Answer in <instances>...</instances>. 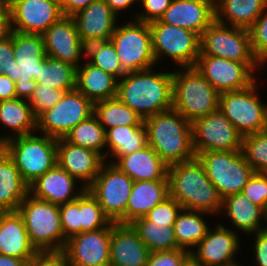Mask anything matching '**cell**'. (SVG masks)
<instances>
[{
  "instance_id": "cell-1",
  "label": "cell",
  "mask_w": 267,
  "mask_h": 266,
  "mask_svg": "<svg viewBox=\"0 0 267 266\" xmlns=\"http://www.w3.org/2000/svg\"><path fill=\"white\" fill-rule=\"evenodd\" d=\"M162 68L127 72L118 80L116 97L143 120L172 109L173 70Z\"/></svg>"
},
{
  "instance_id": "cell-2",
  "label": "cell",
  "mask_w": 267,
  "mask_h": 266,
  "mask_svg": "<svg viewBox=\"0 0 267 266\" xmlns=\"http://www.w3.org/2000/svg\"><path fill=\"white\" fill-rule=\"evenodd\" d=\"M169 196L183 209L219 216L223 199L197 157L168 166Z\"/></svg>"
},
{
  "instance_id": "cell-3",
  "label": "cell",
  "mask_w": 267,
  "mask_h": 266,
  "mask_svg": "<svg viewBox=\"0 0 267 266\" xmlns=\"http://www.w3.org/2000/svg\"><path fill=\"white\" fill-rule=\"evenodd\" d=\"M148 145L169 166L196 157L192 143L191 122L170 109L143 120Z\"/></svg>"
},
{
  "instance_id": "cell-4",
  "label": "cell",
  "mask_w": 267,
  "mask_h": 266,
  "mask_svg": "<svg viewBox=\"0 0 267 266\" xmlns=\"http://www.w3.org/2000/svg\"><path fill=\"white\" fill-rule=\"evenodd\" d=\"M173 71L172 109L192 122L218 109L219 92L196 67Z\"/></svg>"
},
{
  "instance_id": "cell-5",
  "label": "cell",
  "mask_w": 267,
  "mask_h": 266,
  "mask_svg": "<svg viewBox=\"0 0 267 266\" xmlns=\"http://www.w3.org/2000/svg\"><path fill=\"white\" fill-rule=\"evenodd\" d=\"M2 149L29 186L57 164V138L32 133L5 141Z\"/></svg>"
},
{
  "instance_id": "cell-6",
  "label": "cell",
  "mask_w": 267,
  "mask_h": 266,
  "mask_svg": "<svg viewBox=\"0 0 267 266\" xmlns=\"http://www.w3.org/2000/svg\"><path fill=\"white\" fill-rule=\"evenodd\" d=\"M28 239L37 252L63 251L66 239L61 227L59 205L28 194L20 203Z\"/></svg>"
},
{
  "instance_id": "cell-7",
  "label": "cell",
  "mask_w": 267,
  "mask_h": 266,
  "mask_svg": "<svg viewBox=\"0 0 267 266\" xmlns=\"http://www.w3.org/2000/svg\"><path fill=\"white\" fill-rule=\"evenodd\" d=\"M117 24L110 40L123 70L142 71L157 66L152 49L149 23L131 19Z\"/></svg>"
},
{
  "instance_id": "cell-8",
  "label": "cell",
  "mask_w": 267,
  "mask_h": 266,
  "mask_svg": "<svg viewBox=\"0 0 267 266\" xmlns=\"http://www.w3.org/2000/svg\"><path fill=\"white\" fill-rule=\"evenodd\" d=\"M152 35V49L156 64L162 59H171L173 66L195 67L200 55V36L195 32L162 23L156 20L149 23ZM167 56V57H166ZM169 59V60H168ZM161 62V63H160Z\"/></svg>"
},
{
  "instance_id": "cell-9",
  "label": "cell",
  "mask_w": 267,
  "mask_h": 266,
  "mask_svg": "<svg viewBox=\"0 0 267 266\" xmlns=\"http://www.w3.org/2000/svg\"><path fill=\"white\" fill-rule=\"evenodd\" d=\"M258 86L256 80L245 89L219 94V110L242 137L265 130L267 102L260 97Z\"/></svg>"
},
{
  "instance_id": "cell-10",
  "label": "cell",
  "mask_w": 267,
  "mask_h": 266,
  "mask_svg": "<svg viewBox=\"0 0 267 266\" xmlns=\"http://www.w3.org/2000/svg\"><path fill=\"white\" fill-rule=\"evenodd\" d=\"M222 199L242 191L254 174L242 150L209 151L196 156Z\"/></svg>"
},
{
  "instance_id": "cell-11",
  "label": "cell",
  "mask_w": 267,
  "mask_h": 266,
  "mask_svg": "<svg viewBox=\"0 0 267 266\" xmlns=\"http://www.w3.org/2000/svg\"><path fill=\"white\" fill-rule=\"evenodd\" d=\"M132 184L133 180L126 173L105 161L87 190L98 200L112 222L126 224V207Z\"/></svg>"
},
{
  "instance_id": "cell-12",
  "label": "cell",
  "mask_w": 267,
  "mask_h": 266,
  "mask_svg": "<svg viewBox=\"0 0 267 266\" xmlns=\"http://www.w3.org/2000/svg\"><path fill=\"white\" fill-rule=\"evenodd\" d=\"M94 114V103L77 89L65 92L51 109L36 118V132L54 138L65 135Z\"/></svg>"
},
{
  "instance_id": "cell-13",
  "label": "cell",
  "mask_w": 267,
  "mask_h": 266,
  "mask_svg": "<svg viewBox=\"0 0 267 266\" xmlns=\"http://www.w3.org/2000/svg\"><path fill=\"white\" fill-rule=\"evenodd\" d=\"M195 67L219 93L245 89L261 79L257 77L260 69L265 70L258 62H236L211 55H199Z\"/></svg>"
},
{
  "instance_id": "cell-14",
  "label": "cell",
  "mask_w": 267,
  "mask_h": 266,
  "mask_svg": "<svg viewBox=\"0 0 267 266\" xmlns=\"http://www.w3.org/2000/svg\"><path fill=\"white\" fill-rule=\"evenodd\" d=\"M200 55L236 62H258L252 52L249 30L216 20L200 36Z\"/></svg>"
},
{
  "instance_id": "cell-15",
  "label": "cell",
  "mask_w": 267,
  "mask_h": 266,
  "mask_svg": "<svg viewBox=\"0 0 267 266\" xmlns=\"http://www.w3.org/2000/svg\"><path fill=\"white\" fill-rule=\"evenodd\" d=\"M195 155L209 151L242 150V136L219 110L191 122Z\"/></svg>"
},
{
  "instance_id": "cell-16",
  "label": "cell",
  "mask_w": 267,
  "mask_h": 266,
  "mask_svg": "<svg viewBox=\"0 0 267 266\" xmlns=\"http://www.w3.org/2000/svg\"><path fill=\"white\" fill-rule=\"evenodd\" d=\"M212 225L213 228L211 226L208 229L204 239L191 251V255L203 266H233L241 262L236 257L243 248L239 233L223 222Z\"/></svg>"
},
{
  "instance_id": "cell-17",
  "label": "cell",
  "mask_w": 267,
  "mask_h": 266,
  "mask_svg": "<svg viewBox=\"0 0 267 266\" xmlns=\"http://www.w3.org/2000/svg\"><path fill=\"white\" fill-rule=\"evenodd\" d=\"M14 49L13 81L22 94L31 88L39 76L40 61L46 56L41 34L11 30Z\"/></svg>"
},
{
  "instance_id": "cell-18",
  "label": "cell",
  "mask_w": 267,
  "mask_h": 266,
  "mask_svg": "<svg viewBox=\"0 0 267 266\" xmlns=\"http://www.w3.org/2000/svg\"><path fill=\"white\" fill-rule=\"evenodd\" d=\"M111 222L96 231L82 232L66 241L69 266H110Z\"/></svg>"
},
{
  "instance_id": "cell-19",
  "label": "cell",
  "mask_w": 267,
  "mask_h": 266,
  "mask_svg": "<svg viewBox=\"0 0 267 266\" xmlns=\"http://www.w3.org/2000/svg\"><path fill=\"white\" fill-rule=\"evenodd\" d=\"M45 53L48 57L79 67L86 58V45L81 41L75 21L63 16L43 34Z\"/></svg>"
},
{
  "instance_id": "cell-20",
  "label": "cell",
  "mask_w": 267,
  "mask_h": 266,
  "mask_svg": "<svg viewBox=\"0 0 267 266\" xmlns=\"http://www.w3.org/2000/svg\"><path fill=\"white\" fill-rule=\"evenodd\" d=\"M63 16L61 5L52 0H12L11 30L42 35Z\"/></svg>"
},
{
  "instance_id": "cell-21",
  "label": "cell",
  "mask_w": 267,
  "mask_h": 266,
  "mask_svg": "<svg viewBox=\"0 0 267 266\" xmlns=\"http://www.w3.org/2000/svg\"><path fill=\"white\" fill-rule=\"evenodd\" d=\"M56 164L29 185V194L36 199L62 205L76 200L87 188Z\"/></svg>"
},
{
  "instance_id": "cell-22",
  "label": "cell",
  "mask_w": 267,
  "mask_h": 266,
  "mask_svg": "<svg viewBox=\"0 0 267 266\" xmlns=\"http://www.w3.org/2000/svg\"><path fill=\"white\" fill-rule=\"evenodd\" d=\"M104 162L94 150L57 139V164L86 188L94 182Z\"/></svg>"
},
{
  "instance_id": "cell-23",
  "label": "cell",
  "mask_w": 267,
  "mask_h": 266,
  "mask_svg": "<svg viewBox=\"0 0 267 266\" xmlns=\"http://www.w3.org/2000/svg\"><path fill=\"white\" fill-rule=\"evenodd\" d=\"M81 41L87 46L94 42L110 40L120 21L104 0L89 4L72 16Z\"/></svg>"
},
{
  "instance_id": "cell-24",
  "label": "cell",
  "mask_w": 267,
  "mask_h": 266,
  "mask_svg": "<svg viewBox=\"0 0 267 266\" xmlns=\"http://www.w3.org/2000/svg\"><path fill=\"white\" fill-rule=\"evenodd\" d=\"M162 23L191 30L201 36L215 21L214 0H172Z\"/></svg>"
},
{
  "instance_id": "cell-25",
  "label": "cell",
  "mask_w": 267,
  "mask_h": 266,
  "mask_svg": "<svg viewBox=\"0 0 267 266\" xmlns=\"http://www.w3.org/2000/svg\"><path fill=\"white\" fill-rule=\"evenodd\" d=\"M149 254L131 224L111 221L110 266H145Z\"/></svg>"
},
{
  "instance_id": "cell-26",
  "label": "cell",
  "mask_w": 267,
  "mask_h": 266,
  "mask_svg": "<svg viewBox=\"0 0 267 266\" xmlns=\"http://www.w3.org/2000/svg\"><path fill=\"white\" fill-rule=\"evenodd\" d=\"M220 215L227 217L234 232L238 231L240 235L243 233L246 237L265 229V211L242 192L223 199Z\"/></svg>"
},
{
  "instance_id": "cell-27",
  "label": "cell",
  "mask_w": 267,
  "mask_h": 266,
  "mask_svg": "<svg viewBox=\"0 0 267 266\" xmlns=\"http://www.w3.org/2000/svg\"><path fill=\"white\" fill-rule=\"evenodd\" d=\"M36 253L28 239L22 215L18 211H1L0 254L24 259L28 263Z\"/></svg>"
},
{
  "instance_id": "cell-28",
  "label": "cell",
  "mask_w": 267,
  "mask_h": 266,
  "mask_svg": "<svg viewBox=\"0 0 267 266\" xmlns=\"http://www.w3.org/2000/svg\"><path fill=\"white\" fill-rule=\"evenodd\" d=\"M0 126L3 128L0 131V141L2 143L17 136L36 132V117L25 94L0 101Z\"/></svg>"
},
{
  "instance_id": "cell-29",
  "label": "cell",
  "mask_w": 267,
  "mask_h": 266,
  "mask_svg": "<svg viewBox=\"0 0 267 266\" xmlns=\"http://www.w3.org/2000/svg\"><path fill=\"white\" fill-rule=\"evenodd\" d=\"M114 165L133 181L168 180V165L149 145L120 157Z\"/></svg>"
},
{
  "instance_id": "cell-30",
  "label": "cell",
  "mask_w": 267,
  "mask_h": 266,
  "mask_svg": "<svg viewBox=\"0 0 267 266\" xmlns=\"http://www.w3.org/2000/svg\"><path fill=\"white\" fill-rule=\"evenodd\" d=\"M168 197V180L133 181L126 207V224H131L137 218L144 217Z\"/></svg>"
},
{
  "instance_id": "cell-31",
  "label": "cell",
  "mask_w": 267,
  "mask_h": 266,
  "mask_svg": "<svg viewBox=\"0 0 267 266\" xmlns=\"http://www.w3.org/2000/svg\"><path fill=\"white\" fill-rule=\"evenodd\" d=\"M118 79L87 59L77 67L76 89L93 103L117 96Z\"/></svg>"
},
{
  "instance_id": "cell-32",
  "label": "cell",
  "mask_w": 267,
  "mask_h": 266,
  "mask_svg": "<svg viewBox=\"0 0 267 266\" xmlns=\"http://www.w3.org/2000/svg\"><path fill=\"white\" fill-rule=\"evenodd\" d=\"M266 6L267 0H217L215 20L225 25L249 30Z\"/></svg>"
},
{
  "instance_id": "cell-33",
  "label": "cell",
  "mask_w": 267,
  "mask_h": 266,
  "mask_svg": "<svg viewBox=\"0 0 267 266\" xmlns=\"http://www.w3.org/2000/svg\"><path fill=\"white\" fill-rule=\"evenodd\" d=\"M29 194V186L20 171L2 149L0 151V210L18 211L20 203Z\"/></svg>"
},
{
  "instance_id": "cell-34",
  "label": "cell",
  "mask_w": 267,
  "mask_h": 266,
  "mask_svg": "<svg viewBox=\"0 0 267 266\" xmlns=\"http://www.w3.org/2000/svg\"><path fill=\"white\" fill-rule=\"evenodd\" d=\"M147 145V130L144 124L110 128L106 131L105 161L114 164L120 157L143 149Z\"/></svg>"
},
{
  "instance_id": "cell-35",
  "label": "cell",
  "mask_w": 267,
  "mask_h": 266,
  "mask_svg": "<svg viewBox=\"0 0 267 266\" xmlns=\"http://www.w3.org/2000/svg\"><path fill=\"white\" fill-rule=\"evenodd\" d=\"M209 215L211 214L203 211L181 209L173 226L179 248L191 252L204 239L212 226L208 223Z\"/></svg>"
},
{
  "instance_id": "cell-36",
  "label": "cell",
  "mask_w": 267,
  "mask_h": 266,
  "mask_svg": "<svg viewBox=\"0 0 267 266\" xmlns=\"http://www.w3.org/2000/svg\"><path fill=\"white\" fill-rule=\"evenodd\" d=\"M77 67L47 55L40 61L39 76L35 83L69 92L76 89Z\"/></svg>"
},
{
  "instance_id": "cell-37",
  "label": "cell",
  "mask_w": 267,
  "mask_h": 266,
  "mask_svg": "<svg viewBox=\"0 0 267 266\" xmlns=\"http://www.w3.org/2000/svg\"><path fill=\"white\" fill-rule=\"evenodd\" d=\"M94 115L105 131L120 125L143 124V119L117 97L95 102Z\"/></svg>"
},
{
  "instance_id": "cell-38",
  "label": "cell",
  "mask_w": 267,
  "mask_h": 266,
  "mask_svg": "<svg viewBox=\"0 0 267 266\" xmlns=\"http://www.w3.org/2000/svg\"><path fill=\"white\" fill-rule=\"evenodd\" d=\"M67 142L99 153L106 160V131L93 114L64 137Z\"/></svg>"
},
{
  "instance_id": "cell-39",
  "label": "cell",
  "mask_w": 267,
  "mask_h": 266,
  "mask_svg": "<svg viewBox=\"0 0 267 266\" xmlns=\"http://www.w3.org/2000/svg\"><path fill=\"white\" fill-rule=\"evenodd\" d=\"M131 225L150 252L178 249L173 227L154 224L145 216L137 218Z\"/></svg>"
},
{
  "instance_id": "cell-40",
  "label": "cell",
  "mask_w": 267,
  "mask_h": 266,
  "mask_svg": "<svg viewBox=\"0 0 267 266\" xmlns=\"http://www.w3.org/2000/svg\"><path fill=\"white\" fill-rule=\"evenodd\" d=\"M86 59L96 67L120 80L126 72L123 70L111 40L94 42L86 46Z\"/></svg>"
},
{
  "instance_id": "cell-41",
  "label": "cell",
  "mask_w": 267,
  "mask_h": 266,
  "mask_svg": "<svg viewBox=\"0 0 267 266\" xmlns=\"http://www.w3.org/2000/svg\"><path fill=\"white\" fill-rule=\"evenodd\" d=\"M242 153L255 173H267V131L242 137Z\"/></svg>"
},
{
  "instance_id": "cell-42",
  "label": "cell",
  "mask_w": 267,
  "mask_h": 266,
  "mask_svg": "<svg viewBox=\"0 0 267 266\" xmlns=\"http://www.w3.org/2000/svg\"><path fill=\"white\" fill-rule=\"evenodd\" d=\"M110 222L98 200L86 189L80 195V233L99 230Z\"/></svg>"
},
{
  "instance_id": "cell-43",
  "label": "cell",
  "mask_w": 267,
  "mask_h": 266,
  "mask_svg": "<svg viewBox=\"0 0 267 266\" xmlns=\"http://www.w3.org/2000/svg\"><path fill=\"white\" fill-rule=\"evenodd\" d=\"M65 91L34 83L25 96L37 118L46 110L55 106L64 95Z\"/></svg>"
},
{
  "instance_id": "cell-44",
  "label": "cell",
  "mask_w": 267,
  "mask_h": 266,
  "mask_svg": "<svg viewBox=\"0 0 267 266\" xmlns=\"http://www.w3.org/2000/svg\"><path fill=\"white\" fill-rule=\"evenodd\" d=\"M255 59L265 69L267 65V6L249 29Z\"/></svg>"
},
{
  "instance_id": "cell-45",
  "label": "cell",
  "mask_w": 267,
  "mask_h": 266,
  "mask_svg": "<svg viewBox=\"0 0 267 266\" xmlns=\"http://www.w3.org/2000/svg\"><path fill=\"white\" fill-rule=\"evenodd\" d=\"M182 206L171 196L163 202L157 204L150 210L145 217L154 222V224L165 225V227H173L176 222L177 215L181 211Z\"/></svg>"
},
{
  "instance_id": "cell-46",
  "label": "cell",
  "mask_w": 267,
  "mask_h": 266,
  "mask_svg": "<svg viewBox=\"0 0 267 266\" xmlns=\"http://www.w3.org/2000/svg\"><path fill=\"white\" fill-rule=\"evenodd\" d=\"M61 227L66 240L80 234V196L71 202L59 205Z\"/></svg>"
},
{
  "instance_id": "cell-47",
  "label": "cell",
  "mask_w": 267,
  "mask_h": 266,
  "mask_svg": "<svg viewBox=\"0 0 267 266\" xmlns=\"http://www.w3.org/2000/svg\"><path fill=\"white\" fill-rule=\"evenodd\" d=\"M252 203L264 211L267 207V173H255L241 191Z\"/></svg>"
},
{
  "instance_id": "cell-48",
  "label": "cell",
  "mask_w": 267,
  "mask_h": 266,
  "mask_svg": "<svg viewBox=\"0 0 267 266\" xmlns=\"http://www.w3.org/2000/svg\"><path fill=\"white\" fill-rule=\"evenodd\" d=\"M171 2L172 0H138L140 11H132L131 15H134L130 16V19L145 23L159 20Z\"/></svg>"
},
{
  "instance_id": "cell-49",
  "label": "cell",
  "mask_w": 267,
  "mask_h": 266,
  "mask_svg": "<svg viewBox=\"0 0 267 266\" xmlns=\"http://www.w3.org/2000/svg\"><path fill=\"white\" fill-rule=\"evenodd\" d=\"M191 252L178 248L165 251L150 252L145 266H182Z\"/></svg>"
},
{
  "instance_id": "cell-50",
  "label": "cell",
  "mask_w": 267,
  "mask_h": 266,
  "mask_svg": "<svg viewBox=\"0 0 267 266\" xmlns=\"http://www.w3.org/2000/svg\"><path fill=\"white\" fill-rule=\"evenodd\" d=\"M14 49L10 35L0 40V74H4L13 80Z\"/></svg>"
},
{
  "instance_id": "cell-51",
  "label": "cell",
  "mask_w": 267,
  "mask_h": 266,
  "mask_svg": "<svg viewBox=\"0 0 267 266\" xmlns=\"http://www.w3.org/2000/svg\"><path fill=\"white\" fill-rule=\"evenodd\" d=\"M249 237L253 242L251 245L252 249V258L255 261L254 265L256 266H267V230L263 229L254 234H250Z\"/></svg>"
},
{
  "instance_id": "cell-52",
  "label": "cell",
  "mask_w": 267,
  "mask_h": 266,
  "mask_svg": "<svg viewBox=\"0 0 267 266\" xmlns=\"http://www.w3.org/2000/svg\"><path fill=\"white\" fill-rule=\"evenodd\" d=\"M27 266H69L63 251L37 252Z\"/></svg>"
},
{
  "instance_id": "cell-53",
  "label": "cell",
  "mask_w": 267,
  "mask_h": 266,
  "mask_svg": "<svg viewBox=\"0 0 267 266\" xmlns=\"http://www.w3.org/2000/svg\"><path fill=\"white\" fill-rule=\"evenodd\" d=\"M23 95L11 78L0 74V101L13 99Z\"/></svg>"
},
{
  "instance_id": "cell-54",
  "label": "cell",
  "mask_w": 267,
  "mask_h": 266,
  "mask_svg": "<svg viewBox=\"0 0 267 266\" xmlns=\"http://www.w3.org/2000/svg\"><path fill=\"white\" fill-rule=\"evenodd\" d=\"M94 1L97 0H64L61 10L64 16L72 17Z\"/></svg>"
},
{
  "instance_id": "cell-55",
  "label": "cell",
  "mask_w": 267,
  "mask_h": 266,
  "mask_svg": "<svg viewBox=\"0 0 267 266\" xmlns=\"http://www.w3.org/2000/svg\"><path fill=\"white\" fill-rule=\"evenodd\" d=\"M111 10L119 17L120 13H126V10H132V8L138 5V0H104ZM125 11V12H123Z\"/></svg>"
},
{
  "instance_id": "cell-56",
  "label": "cell",
  "mask_w": 267,
  "mask_h": 266,
  "mask_svg": "<svg viewBox=\"0 0 267 266\" xmlns=\"http://www.w3.org/2000/svg\"><path fill=\"white\" fill-rule=\"evenodd\" d=\"M11 32L10 10H0V40L6 38Z\"/></svg>"
},
{
  "instance_id": "cell-57",
  "label": "cell",
  "mask_w": 267,
  "mask_h": 266,
  "mask_svg": "<svg viewBox=\"0 0 267 266\" xmlns=\"http://www.w3.org/2000/svg\"><path fill=\"white\" fill-rule=\"evenodd\" d=\"M24 259L0 254V266H27Z\"/></svg>"
},
{
  "instance_id": "cell-58",
  "label": "cell",
  "mask_w": 267,
  "mask_h": 266,
  "mask_svg": "<svg viewBox=\"0 0 267 266\" xmlns=\"http://www.w3.org/2000/svg\"><path fill=\"white\" fill-rule=\"evenodd\" d=\"M182 266H203L192 255H190Z\"/></svg>"
},
{
  "instance_id": "cell-59",
  "label": "cell",
  "mask_w": 267,
  "mask_h": 266,
  "mask_svg": "<svg viewBox=\"0 0 267 266\" xmlns=\"http://www.w3.org/2000/svg\"><path fill=\"white\" fill-rule=\"evenodd\" d=\"M12 0H0V10H10Z\"/></svg>"
},
{
  "instance_id": "cell-60",
  "label": "cell",
  "mask_w": 267,
  "mask_h": 266,
  "mask_svg": "<svg viewBox=\"0 0 267 266\" xmlns=\"http://www.w3.org/2000/svg\"><path fill=\"white\" fill-rule=\"evenodd\" d=\"M265 229L267 230V207L265 209Z\"/></svg>"
},
{
  "instance_id": "cell-61",
  "label": "cell",
  "mask_w": 267,
  "mask_h": 266,
  "mask_svg": "<svg viewBox=\"0 0 267 266\" xmlns=\"http://www.w3.org/2000/svg\"><path fill=\"white\" fill-rule=\"evenodd\" d=\"M52 1H55L56 3H58V4L61 5V6H62V4H63V2H64V0H52Z\"/></svg>"
},
{
  "instance_id": "cell-62",
  "label": "cell",
  "mask_w": 267,
  "mask_h": 266,
  "mask_svg": "<svg viewBox=\"0 0 267 266\" xmlns=\"http://www.w3.org/2000/svg\"><path fill=\"white\" fill-rule=\"evenodd\" d=\"M233 266H243V263L241 264V262H238L237 264H235Z\"/></svg>"
},
{
  "instance_id": "cell-63",
  "label": "cell",
  "mask_w": 267,
  "mask_h": 266,
  "mask_svg": "<svg viewBox=\"0 0 267 266\" xmlns=\"http://www.w3.org/2000/svg\"><path fill=\"white\" fill-rule=\"evenodd\" d=\"M3 143L0 141V151L2 150Z\"/></svg>"
},
{
  "instance_id": "cell-64",
  "label": "cell",
  "mask_w": 267,
  "mask_h": 266,
  "mask_svg": "<svg viewBox=\"0 0 267 266\" xmlns=\"http://www.w3.org/2000/svg\"><path fill=\"white\" fill-rule=\"evenodd\" d=\"M265 130L267 131V116H266V126H265Z\"/></svg>"
}]
</instances>
